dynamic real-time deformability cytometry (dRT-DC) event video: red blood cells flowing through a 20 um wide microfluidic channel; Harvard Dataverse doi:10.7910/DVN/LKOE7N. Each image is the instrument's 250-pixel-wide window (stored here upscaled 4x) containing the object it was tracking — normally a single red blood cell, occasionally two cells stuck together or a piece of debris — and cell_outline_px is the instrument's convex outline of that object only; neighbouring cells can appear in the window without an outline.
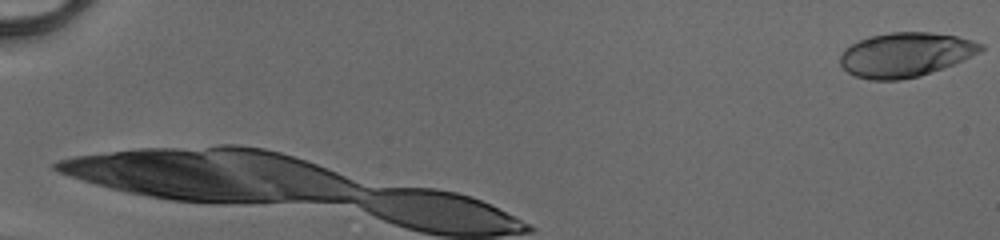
{"species": "human", "species_latin": "Homo sapiens", "temperature_condition": "cold", "stored_images_in_passage": 29, "camera_frame_rate_fps": 3000, "um_per_image_px": 0.085, "donor": {"sex": "male"}, "frame": {"image": 1, "passage_image": 1, "time_ms": 0.0, "image_size_px": [1000, 240], "cell_outline_px": [[984, 48], [980, 52], [964, 60], [944, 68], [920, 76], [900, 80], [868, 80], [856, 76], [848, 72], [840, 64], [840, 56], [844, 48], [868, 36], [888, 32], [932, 32], [956, 36], [972, 40], [984, 44]], "centroid_in_image_um": [76.97, 4.65], "position_along_channel_um": 8.0, "area_um2": 36.59}}
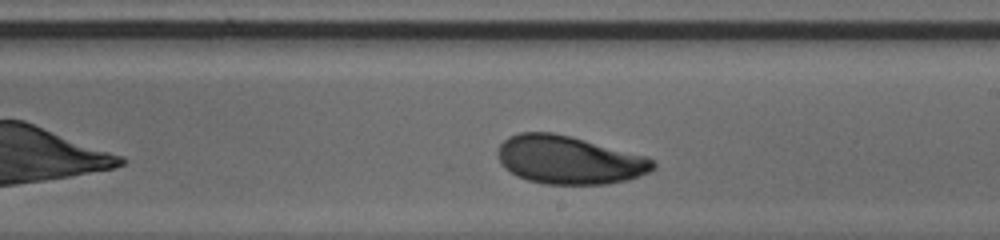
{"frame": {"image": 2, "passage_image": 18, "time_ms": 5.667, "image_size_px": [1000, 240], "cell_outline_px": [[656, 168], [640, 176], [628, 180], [608, 184], [544, 184], [528, 180], [516, 176], [504, 168], [500, 164], [496, 152], [500, 144], [508, 136], [520, 132], [552, 132], [572, 136], [644, 156], [652, 160], [656, 164]], "centroid_in_image_um": [48.32, 13.6], "position_along_channel_um": 240.7, "area_um2": 43.81}}
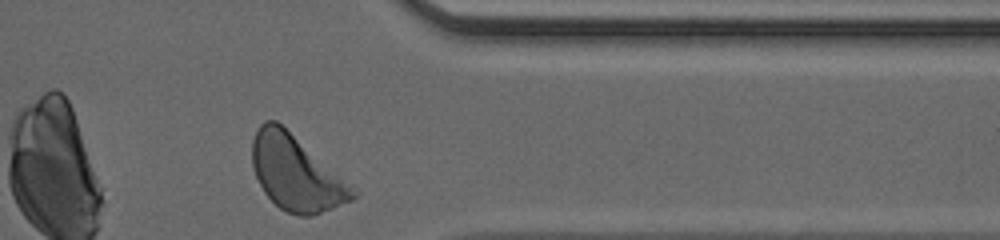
{"frame": {"image": 3, "passage_image": 29, "time_ms": 9.333, "image_size_px": [1000, 240], "cell_outline_px": [[360, 192], [352, 200], [312, 216], [300, 216], [288, 212], [280, 208], [264, 192], [256, 176], [252, 164], [252, 140], [260, 124], [264, 120], [276, 120], [352, 184]], "centroid_in_image_um": [25.18, 14.72], "position_along_channel_um": 386.2, "area_um2": 43.64}, "authors_computed_cell_mechanics": {"area_um2": 43.5812, "velocity_mm_per_s": 4.0886, "shape_relaxation_time_tau1_ms": 2.4525, "shape_relaxation_time_tau2_ms": 3.2197, "deformation_change_tau1": 0.1317, "deformation_change_tau2": 0.083}}